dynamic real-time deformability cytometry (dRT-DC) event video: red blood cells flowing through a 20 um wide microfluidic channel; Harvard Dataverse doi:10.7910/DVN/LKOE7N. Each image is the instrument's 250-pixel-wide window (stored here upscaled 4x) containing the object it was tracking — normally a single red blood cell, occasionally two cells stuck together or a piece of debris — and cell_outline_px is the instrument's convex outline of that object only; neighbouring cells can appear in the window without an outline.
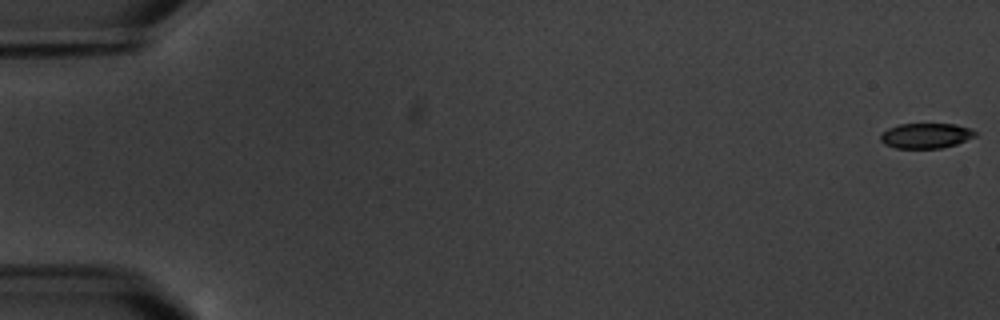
{"species": "common noctule bat (a hibernating species)", "species_latin": "Nyctalus noctula", "temperature_condition": "warm", "stored_images_in_passage": 6, "camera_frame_rate_fps": 3000, "um_per_image_px": 0.085, "animal": {"sex": "male", "body_mass_g": 20.1, "forearm_length_mm": 53.5}, "frame": {"image": 1, "passage_image": 1, "time_ms": 0.0, "image_size_px": [1000, 320], "cell_outline_px": [[976, 136], [956, 144], [940, 148], [896, 148], [884, 144], [880, 140], [880, 136], [888, 128], [900, 124], [956, 124], [972, 128], [976, 132]], "centroid_in_image_um": [78.72, 11.53], "position_along_channel_um": 6.3, "area_um2": 13.87}}
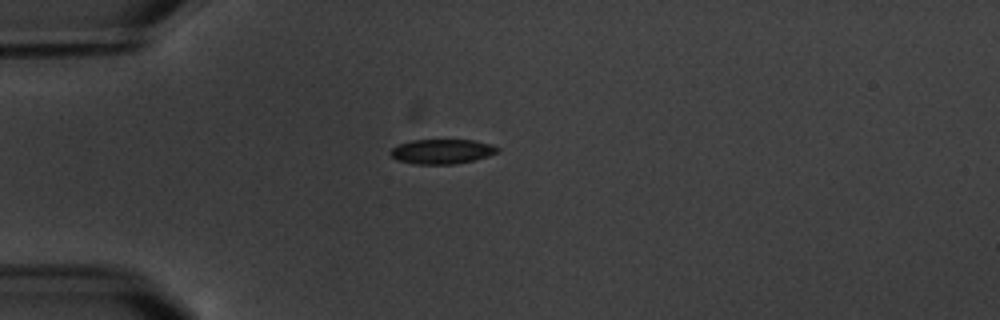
{"frame": {"image": 2, "passage_image": 5, "time_ms": 5.333, "image_size_px": [1000, 320], "cell_outline_px": [[500, 152], [488, 156], [472, 160], [452, 164], [416, 164], [396, 160], [392, 156], [392, 148], [400, 144], [412, 140], [476, 140], [492, 144], [500, 148]], "centroid_in_image_um": [37.62, 12.87], "position_along_channel_um": 47.4, "area_um2": 15.32}}